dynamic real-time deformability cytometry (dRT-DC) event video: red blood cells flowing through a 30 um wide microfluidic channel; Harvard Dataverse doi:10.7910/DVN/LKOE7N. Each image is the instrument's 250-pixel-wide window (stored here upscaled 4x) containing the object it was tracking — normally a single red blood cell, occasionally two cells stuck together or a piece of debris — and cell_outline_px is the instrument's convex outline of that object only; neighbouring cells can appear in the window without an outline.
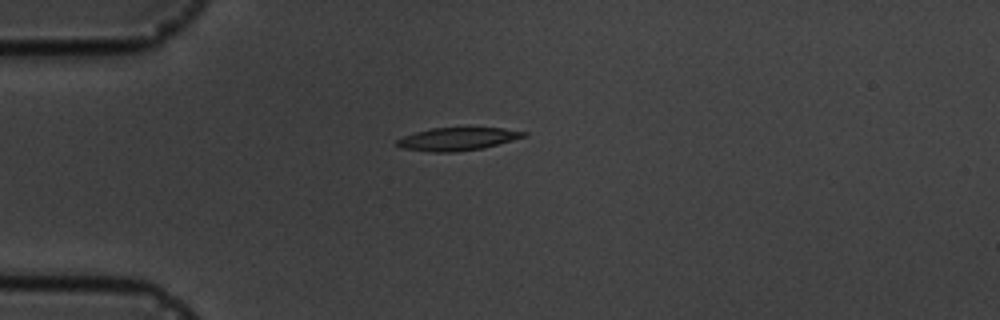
{"species": "common noctule bat (a hibernating species)", "species_latin": "Nyctalus noctula", "temperature_condition": "cold", "stored_images_in_passage": 5, "camera_frame_rate_fps": 3000, "um_per_image_px": 0.085, "animal": {"sex": "male", "body_mass_g": 19.5, "forearm_length_mm": 54.6}, "frame": {"image": 1, "passage_image": 1, "time_ms": 0.0, "image_size_px": [1000, 320], "cell_outline_px": [[528, 136], [480, 148], [456, 152], [432, 152], [400, 148], [396, 144], [396, 140], [404, 136], [416, 132], [432, 128], [504, 128], [528, 132]], "centroid_in_image_um": [38.87, 11.81], "position_along_channel_um": 46.1, "area_um2": 16.76}}
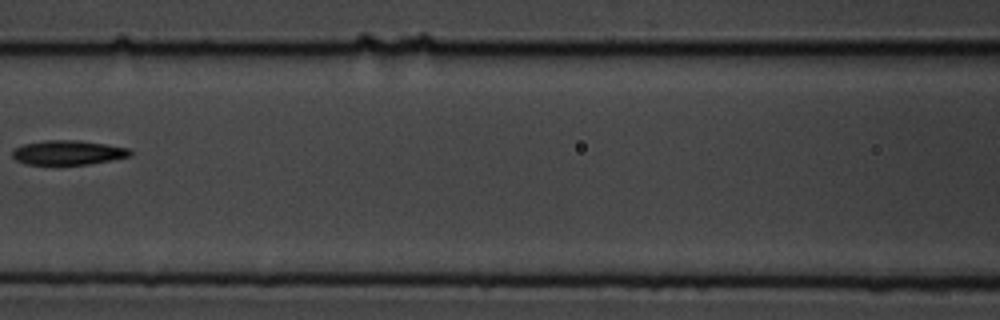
{"frame": {"image": 2, "passage_image": 4, "time_ms": 3.667, "image_size_px": [1000, 320], "cell_outline_px": [[132, 156], [112, 160], [88, 164], [24, 164], [16, 160], [12, 156], [12, 148], [24, 144], [44, 140], [80, 140], [128, 148], [132, 152]], "centroid_in_image_um": [5.76, 12.96], "position_along_channel_um": 160.8, "area_um2": 16.82}}
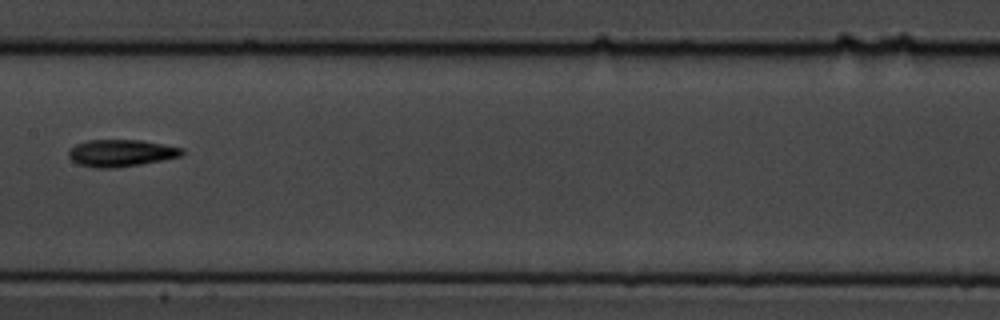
{"frame": {"image": 3, "passage_image": 5, "time_ms": 4.667, "image_size_px": [1000, 320], "cell_outline_px": [[184, 152], [180, 156], [140, 164], [116, 168], [96, 168], [80, 164], [72, 160], [68, 156], [68, 152], [76, 144], [88, 140], [140, 140], [184, 148]], "centroid_in_image_um": [10.28, 13.0], "position_along_channel_um": 197.1, "area_um2": 17.63}}